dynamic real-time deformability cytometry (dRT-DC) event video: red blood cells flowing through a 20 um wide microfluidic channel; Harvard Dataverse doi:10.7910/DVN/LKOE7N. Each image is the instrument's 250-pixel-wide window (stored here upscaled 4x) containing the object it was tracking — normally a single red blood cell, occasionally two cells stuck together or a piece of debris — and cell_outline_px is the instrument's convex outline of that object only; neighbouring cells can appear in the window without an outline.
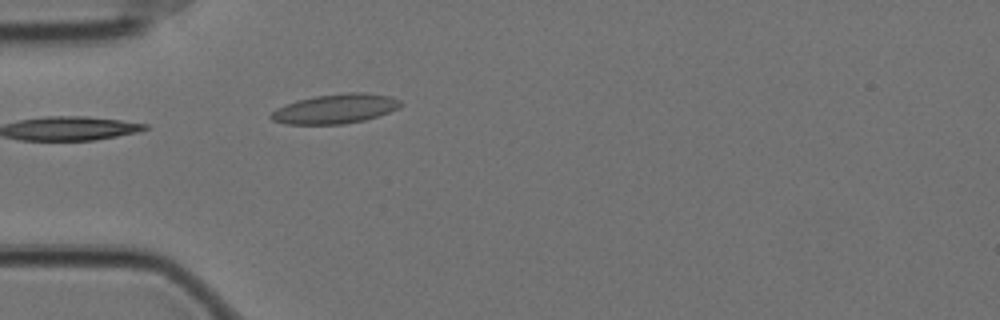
{"species": "Egyptian fruit bat (a non-hibernating species)", "species_latin": "Rousettus aegyptiacus", "temperature_condition": "cold", "stored_images_in_passage": 6, "camera_frame_rate_fps": 3000, "um_per_image_px": 0.085, "animal": {"sex": "female"}, "frame": {"image": 1, "passage_image": 1, "time_ms": 0.0, "image_size_px": [1000, 320], "cell_outline_px": [[404, 104], [388, 112], [364, 120], [344, 124], [288, 124], [272, 120], [268, 116], [276, 108], [296, 100], [316, 96], [348, 92], [360, 92], [388, 96], [400, 100]], "centroid_in_image_um": [28.47, 9.25], "position_along_channel_um": 56.5, "area_um2": 22.08}}
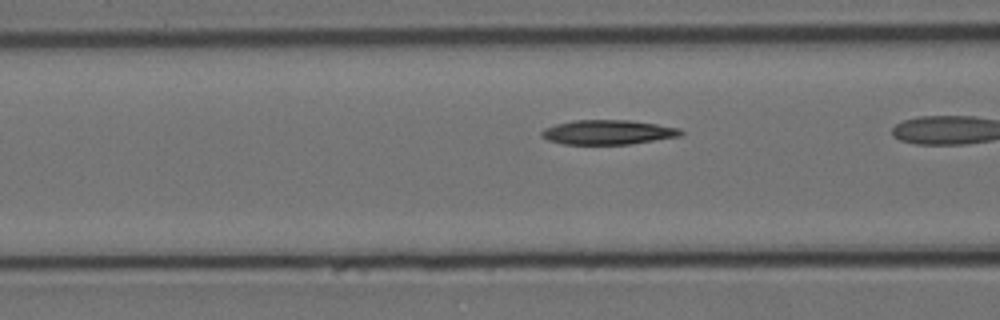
{"frame": {"image": 2, "passage_image": 4, "time_ms": 1.0, "image_size_px": [1000, 320], "cell_outline_px": [[684, 132], [680, 136], [628, 144], [564, 144], [548, 140], [540, 136], [540, 132], [544, 128], [556, 124], [572, 120], [628, 120], [656, 124], [680, 128]], "centroid_in_image_um": [51.64, 11.23], "position_along_channel_um": 115.0, "area_um2": 19.83}}